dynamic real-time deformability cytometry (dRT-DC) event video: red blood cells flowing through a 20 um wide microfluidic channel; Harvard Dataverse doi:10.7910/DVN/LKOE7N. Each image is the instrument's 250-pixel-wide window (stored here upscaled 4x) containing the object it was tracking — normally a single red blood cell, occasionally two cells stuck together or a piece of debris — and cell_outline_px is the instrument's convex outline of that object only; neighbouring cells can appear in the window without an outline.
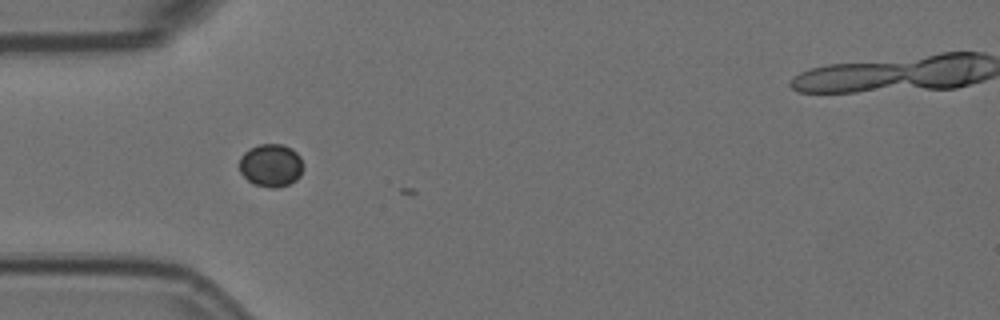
{"species": "Egyptian fruit bat (a non-hibernating species)", "species_latin": "Rousettus aegyptiacus", "temperature_condition": "room temperature", "stored_images_in_passage": 4, "camera_frame_rate_fps": 3000, "um_per_image_px": 0.085, "animal": {"sex": "female"}, "frame": {"image": 1, "passage_image": 3, "time_ms": 0.667, "image_size_px": [1000, 320], "cell_outline_px": [[300, 176], [296, 180], [288, 184], [276, 188], [268, 188], [252, 184], [240, 172], [240, 156], [248, 148], [260, 144], [280, 144], [292, 148], [300, 156]], "centroid_in_image_um": [22.98, 14.05], "position_along_channel_um": 62.0, "area_um2": 15.9}}